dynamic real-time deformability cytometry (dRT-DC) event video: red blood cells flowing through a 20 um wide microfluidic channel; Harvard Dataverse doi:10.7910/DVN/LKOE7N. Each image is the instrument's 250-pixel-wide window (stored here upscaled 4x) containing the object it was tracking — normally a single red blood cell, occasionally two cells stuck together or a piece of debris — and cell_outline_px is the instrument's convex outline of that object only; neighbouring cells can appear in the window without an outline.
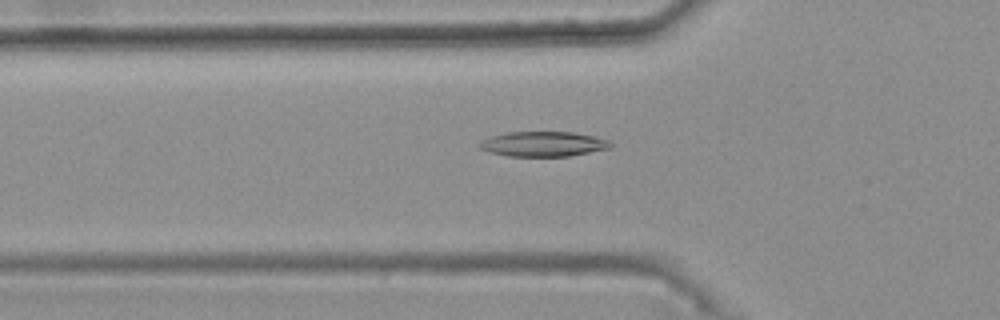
{"species": "common noctule bat (a hibernating species)", "species_latin": "Nyctalus noctula", "temperature_condition": "warm", "stored_images_in_passage": 30, "camera_frame_rate_fps": 3000, "um_per_image_px": 0.085, "animal": {"sex": "female", "body_mass_g": 25.1}, "frame": {"image": 1, "passage_image": 3, "time_ms": 0.667, "image_size_px": [1000, 320], "cell_outline_px": [[612, 144], [608, 148], [568, 156], [508, 156], [492, 152], [480, 148], [476, 144], [492, 136], [508, 132], [572, 132], [592, 136], [608, 140]], "centroid_in_image_um": [46.15, 12.24], "position_along_channel_um": 79.7, "area_um2": 18.67}}
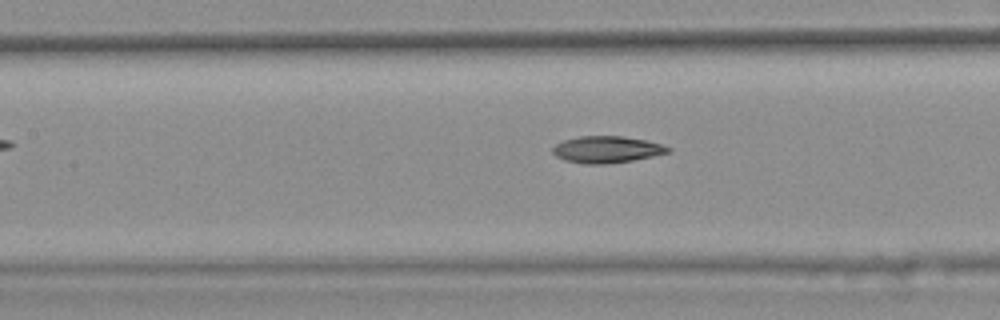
{"frame": {"image": 2, "passage_image": 9, "time_ms": 2.667, "image_size_px": [1000, 320], "cell_outline_px": [[672, 148], [668, 152], [652, 156], [632, 160], [608, 164], [584, 164], [564, 160], [556, 156], [552, 152], [552, 148], [556, 144], [564, 140], [580, 136], [624, 136], [648, 140]], "centroid_in_image_um": [51.56, 12.7], "position_along_channel_um": 155.8, "area_um2": 17.98}}
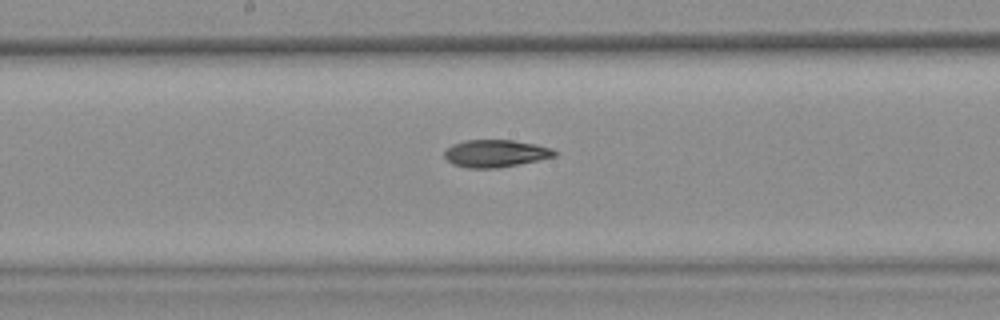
{"frame": {"image": 3, "passage_image": 13, "time_ms": 4.0, "image_size_px": [1000, 320], "cell_outline_px": [[556, 156], [520, 164], [496, 168], [468, 168], [452, 164], [444, 156], [444, 152], [452, 144], [464, 140], [512, 140], [536, 144], [552, 148], [556, 152]], "centroid_in_image_um": [42.11, 13.04], "position_along_channel_um": 206.1, "area_um2": 17.57}}